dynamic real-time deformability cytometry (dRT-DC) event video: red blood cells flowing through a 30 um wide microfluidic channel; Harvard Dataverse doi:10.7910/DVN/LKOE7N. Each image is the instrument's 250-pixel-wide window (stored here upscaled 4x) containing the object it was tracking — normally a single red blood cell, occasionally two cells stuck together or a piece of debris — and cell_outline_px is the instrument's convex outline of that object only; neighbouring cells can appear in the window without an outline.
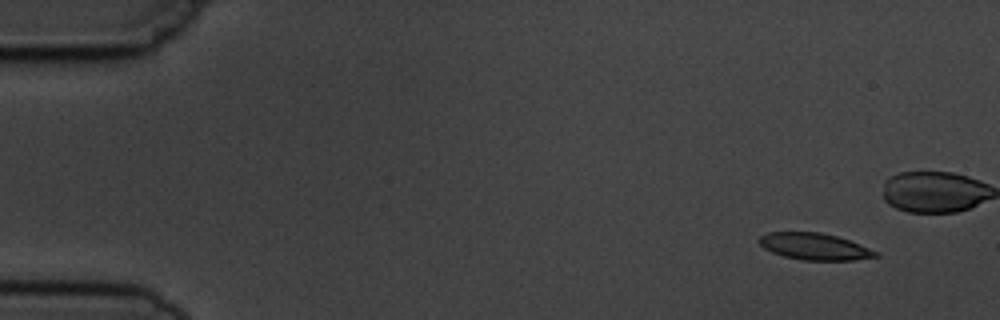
{"species": "common noctule bat (a hibernating species)", "species_latin": "Nyctalus noctula", "temperature_condition": "cold", "stored_images_in_passage": 2, "segment_of_instrument_passage": [2, 2], "camera_frame_rate_fps": 3000, "um_per_image_px": 0.085, "animal": {"sex": "male", "body_mass_g": 19.5, "forearm_length_mm": 54.6}, "frame": {"image": 1, "passage_image": 2, "time_ms": 2.0, "image_size_px": [1000, 320], "cell_outline_px": [[880, 256], [856, 260], [804, 260], [784, 256], [772, 252], [764, 248], [756, 240], [760, 236], [768, 232], [820, 232], [836, 236], [848, 240], [880, 252]], "centroid_in_image_um": [69.24, 20.95], "position_along_channel_um": 15.8, "area_um2": 18.15}}